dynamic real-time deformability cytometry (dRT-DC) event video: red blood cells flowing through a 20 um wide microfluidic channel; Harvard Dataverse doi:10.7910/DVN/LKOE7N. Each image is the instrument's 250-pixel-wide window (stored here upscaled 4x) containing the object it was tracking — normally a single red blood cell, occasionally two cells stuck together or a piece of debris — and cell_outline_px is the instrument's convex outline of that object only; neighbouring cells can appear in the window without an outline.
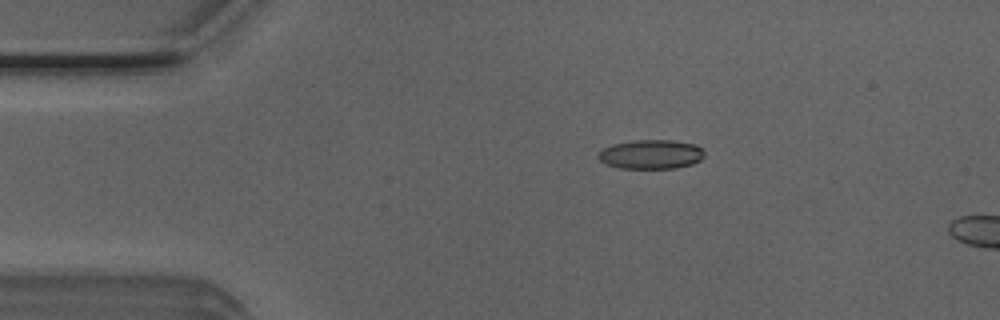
{"species": "Egyptian fruit bat (a non-hibernating species)", "species_latin": "Rousettus aegyptiacus", "temperature_condition": "room temperature", "stored_images_in_passage": 13, "camera_frame_rate_fps": 3000, "um_per_image_px": 0.085, "animal": {"sex": "male"}, "frame": {"image": 1, "passage_image": 10, "time_ms": 3.0, "image_size_px": [1000, 320], "cell_outline_px": [[704, 156], [700, 160], [692, 164], [676, 168], [620, 168], [604, 164], [596, 156], [604, 148], [612, 144], [636, 140], [672, 140], [696, 144], [704, 152]], "centroid_in_image_um": [55.33, 13.12], "position_along_channel_um": 29.7, "area_um2": 18.09}}